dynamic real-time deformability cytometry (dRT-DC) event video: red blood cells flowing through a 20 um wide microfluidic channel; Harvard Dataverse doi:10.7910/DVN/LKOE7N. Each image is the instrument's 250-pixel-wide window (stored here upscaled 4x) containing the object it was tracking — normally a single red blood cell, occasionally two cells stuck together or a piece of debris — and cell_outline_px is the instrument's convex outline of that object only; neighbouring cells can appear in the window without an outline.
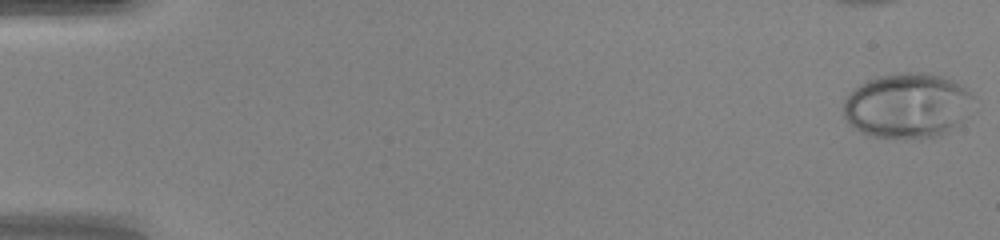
{"species": "human", "species_latin": "Homo sapiens", "temperature_condition": "warm", "stored_images_in_passage": 42, "camera_frame_rate_fps": 3000, "um_per_image_px": 0.085, "donor": {"sex": "female"}, "frame": {"image": 1, "passage_image": 1, "time_ms": 0.0, "image_size_px": [1000, 240], "cell_outline_px": [[976, 100], [960, 124], [948, 132], [940, 136], [920, 140], [872, 136], [860, 132], [852, 128], [848, 124], [844, 116], [844, 100], [860, 84], [876, 76], [904, 72], [928, 72], [944, 76], [960, 84]], "centroid_in_image_um": [77.14, 9.0], "position_along_channel_um": 7.9, "area_um2": 50.05}}